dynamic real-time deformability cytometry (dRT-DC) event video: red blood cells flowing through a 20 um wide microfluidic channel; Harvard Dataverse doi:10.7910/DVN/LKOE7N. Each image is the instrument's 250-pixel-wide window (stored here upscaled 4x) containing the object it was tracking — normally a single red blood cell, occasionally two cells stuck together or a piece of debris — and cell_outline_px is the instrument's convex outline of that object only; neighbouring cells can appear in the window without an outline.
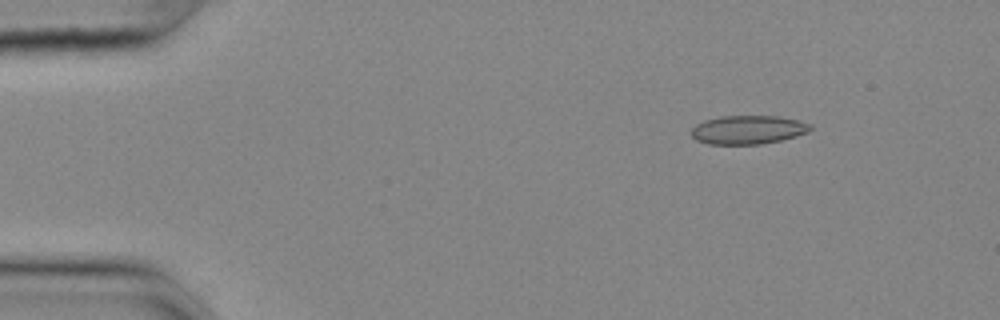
{"species": "common noctule bat (a hibernating species)", "species_latin": "Nyctalus noctula", "temperature_condition": "cold", "stored_images_in_passage": 54, "camera_frame_rate_fps": 3000, "um_per_image_px": 0.085, "animal": {"sex": "female", "body_mass_g": 25.1}, "frame": {"image": 1, "passage_image": 6, "time_ms": 1.667, "image_size_px": [1000, 320], "cell_outline_px": [[812, 128], [808, 132], [796, 136], [780, 140], [760, 144], [708, 144], [696, 140], [692, 136], [692, 128], [696, 124], [704, 120], [720, 116], [776, 116], [796, 120], [812, 124]], "centroid_in_image_um": [63.57, 11.03], "position_along_channel_um": 21.4, "area_um2": 19.83}}
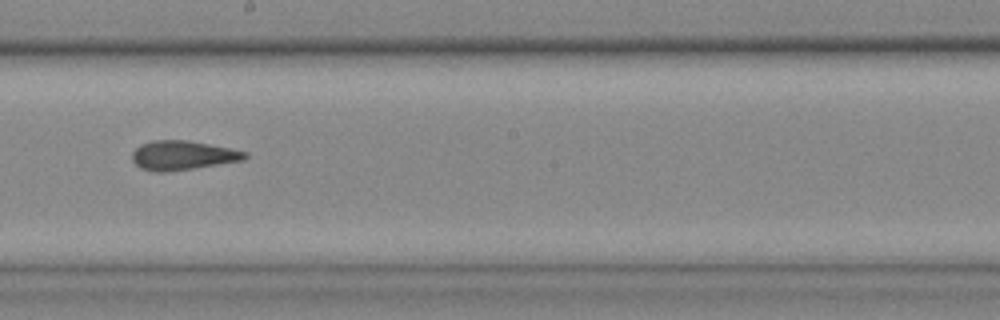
{"frame": {"image": 2, "passage_image": 30, "time_ms": 9.667, "image_size_px": [1000, 320], "cell_outline_px": [[248, 156], [244, 160], [168, 172], [152, 172], [140, 168], [132, 160], [132, 152], [140, 144], [152, 140], [184, 140], [208, 144], [248, 152]], "centroid_in_image_um": [15.49, 13.21], "position_along_channel_um": 232.7, "area_um2": 19.19}}
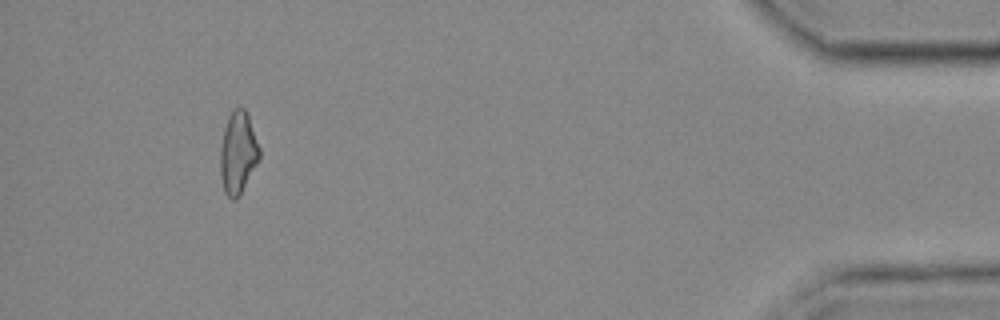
{"frame": {"image": 3, "passage_image": 50, "time_ms": 16.333, "image_size_px": [1000, 320], "cell_outline_px": [[260, 160], [240, 196], [236, 200], [232, 200], [224, 192], [220, 172], [220, 148], [224, 128], [228, 116], [232, 108], [244, 108], [248, 116], [260, 148]], "centroid_in_image_um": [20.23, 13.02], "position_along_channel_um": 415.0, "area_um2": 19.02}, "authors_computed_cell_mechanics": {"area_um2": 19.1607, "velocity_mm_per_s": 3.6846, "shape_relaxation_time_tau1_ms": null, "shape_relaxation_time_tau2_ms": 2.5365, "deformation_change_tau1": null, "deformation_change_tau2": 0.1029}}